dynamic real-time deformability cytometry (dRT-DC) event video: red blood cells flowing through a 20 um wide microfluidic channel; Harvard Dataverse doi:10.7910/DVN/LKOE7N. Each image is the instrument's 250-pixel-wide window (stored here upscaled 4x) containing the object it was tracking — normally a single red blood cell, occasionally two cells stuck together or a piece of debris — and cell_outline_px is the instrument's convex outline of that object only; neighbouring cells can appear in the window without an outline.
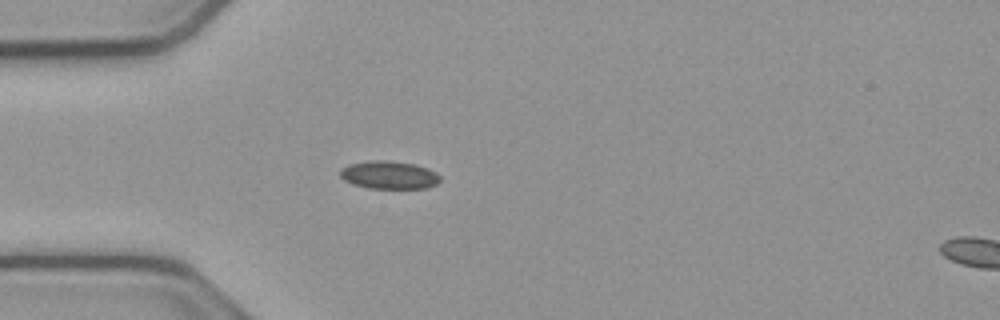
{"species": "common noctule bat (a hibernating species)", "species_latin": "Nyctalus noctula", "temperature_condition": "cold", "stored_images_in_passage": 12, "camera_frame_rate_fps": 3000, "um_per_image_px": 0.085, "animal": {"sex": "male", "body_mass_g": 23.1, "forearm_length_mm": 52.7}, "frame": {"image": 1, "passage_image": 10, "time_ms": 3.0, "image_size_px": [1000, 320], "cell_outline_px": [[440, 180], [436, 184], [428, 188], [368, 188], [352, 184], [344, 180], [340, 176], [340, 168], [348, 164], [372, 160], [380, 160], [416, 164], [428, 168], [436, 172], [440, 176]], "centroid_in_image_um": [33.06, 14.87], "position_along_channel_um": 51.9, "area_um2": 16.36}}